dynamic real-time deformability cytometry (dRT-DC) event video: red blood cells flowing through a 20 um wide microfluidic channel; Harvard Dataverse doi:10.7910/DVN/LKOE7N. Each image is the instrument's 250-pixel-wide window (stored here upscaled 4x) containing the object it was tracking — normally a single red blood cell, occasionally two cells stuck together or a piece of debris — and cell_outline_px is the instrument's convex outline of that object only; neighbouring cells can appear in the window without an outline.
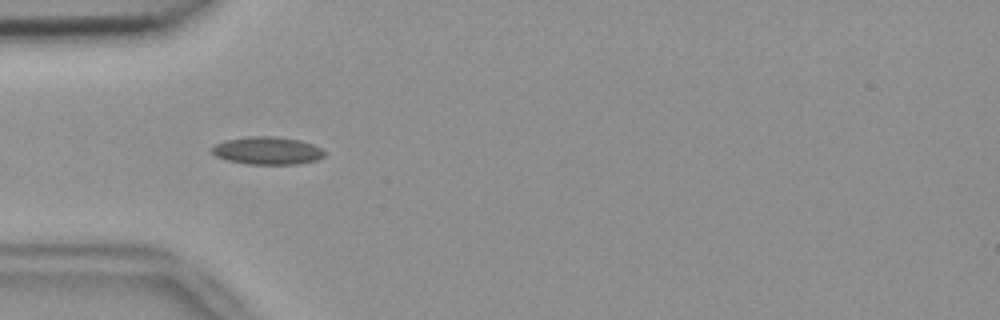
{"species": "common noctule bat (a hibernating species)", "species_latin": "Nyctalus noctula", "temperature_condition": "room temperature", "stored_images_in_passage": 11, "camera_frame_rate_fps": 3000, "um_per_image_px": 0.085, "animal": {"sex": "female", "body_mass_g": 18.4}, "frame": {"image": 1, "passage_image": 4, "time_ms": 1.0, "image_size_px": [1000, 320], "cell_outline_px": [[324, 156], [316, 160], [296, 164], [248, 164], [228, 160], [216, 156], [212, 152], [212, 148], [216, 144], [224, 140], [252, 136], [276, 136], [300, 140], [312, 144], [320, 148], [324, 152]], "centroid_in_image_um": [22.72, 12.8], "position_along_channel_um": 62.3, "area_um2": 18.03}}